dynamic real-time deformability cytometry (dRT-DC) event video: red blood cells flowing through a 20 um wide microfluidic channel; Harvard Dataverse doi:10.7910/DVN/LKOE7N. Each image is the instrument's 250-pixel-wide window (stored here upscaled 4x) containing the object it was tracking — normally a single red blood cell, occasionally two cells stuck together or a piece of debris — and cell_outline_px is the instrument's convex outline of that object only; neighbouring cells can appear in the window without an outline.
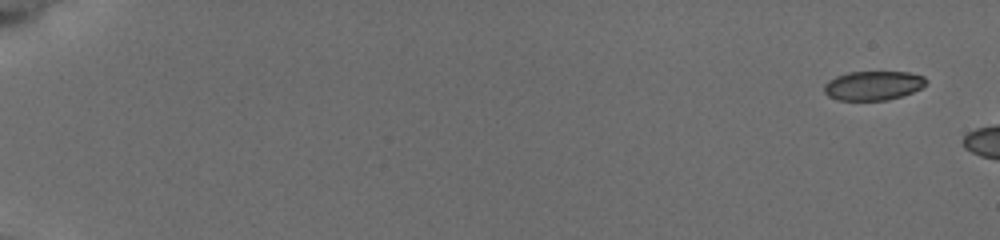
{"species": "common noctule bat (a hibernating species)", "species_latin": "Nyctalus noctula", "temperature_condition": "cold", "stored_images_in_passage": 4, "camera_frame_rate_fps": 3000, "um_per_image_px": 0.085, "animal": {"sex": "female", "body_mass_g": 19.5, "forearm_length_mm": 54.1}, "frame": {"image": 1, "passage_image": 1, "time_ms": 0.0, "image_size_px": [1000, 240], "cell_outline_px": [[928, 80], [920, 88], [912, 92], [888, 100], [836, 100], [828, 96], [824, 92], [824, 84], [828, 80], [836, 76], [848, 72], [908, 72], [924, 76]], "centroid_in_image_um": [74.19, 7.27], "position_along_channel_um": 10.8, "area_um2": 17.34}}